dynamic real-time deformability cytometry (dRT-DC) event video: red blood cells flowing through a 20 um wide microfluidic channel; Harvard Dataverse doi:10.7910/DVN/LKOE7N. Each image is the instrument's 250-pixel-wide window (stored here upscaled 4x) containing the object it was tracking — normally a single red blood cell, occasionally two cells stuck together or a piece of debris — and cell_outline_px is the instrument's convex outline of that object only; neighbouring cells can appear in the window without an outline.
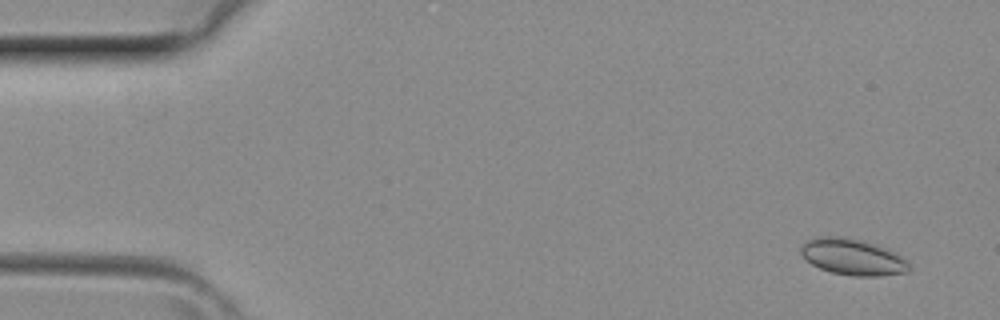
{"species": "common noctule bat (a hibernating species)", "species_latin": "Nyctalus noctula", "temperature_condition": "room temperature", "stored_images_in_passage": 2, "segment_of_instrument_passage": [2, 2], "camera_frame_rate_fps": 3000, "um_per_image_px": 0.085, "animal": {"sex": "female", "body_mass_g": 29.2, "forearm_length_mm": 56.3}, "frame": {"image": 1, "passage_image": 2, "time_ms": 0.333, "image_size_px": [1000, 320], "cell_outline_px": [[912, 268], [908, 272], [880, 276], [852, 276], [832, 272], [820, 268], [812, 264], [800, 252], [800, 248], [808, 240], [820, 236], [840, 236], [864, 240], [888, 248], [896, 252], [908, 260]], "centroid_in_image_um": [72.56, 21.84], "position_along_channel_um": 12.4, "area_um2": 23.12}}